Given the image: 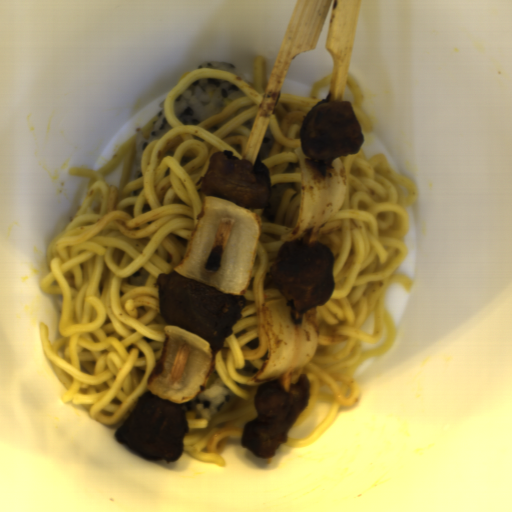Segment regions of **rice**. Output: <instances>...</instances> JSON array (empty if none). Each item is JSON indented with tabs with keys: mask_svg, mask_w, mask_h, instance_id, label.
<instances>
[{
	"mask_svg": "<svg viewBox=\"0 0 512 512\" xmlns=\"http://www.w3.org/2000/svg\"><path fill=\"white\" fill-rule=\"evenodd\" d=\"M243 95L241 88L226 79L200 78L175 99L173 113L184 125H198Z\"/></svg>",
	"mask_w": 512,
	"mask_h": 512,
	"instance_id": "obj_1",
	"label": "rice"
},
{
	"mask_svg": "<svg viewBox=\"0 0 512 512\" xmlns=\"http://www.w3.org/2000/svg\"><path fill=\"white\" fill-rule=\"evenodd\" d=\"M237 395L229 390L219 371L213 367L205 390L188 403L178 404L184 412H190L201 419L220 415L236 401Z\"/></svg>",
	"mask_w": 512,
	"mask_h": 512,
	"instance_id": "obj_2",
	"label": "rice"
},
{
	"mask_svg": "<svg viewBox=\"0 0 512 512\" xmlns=\"http://www.w3.org/2000/svg\"><path fill=\"white\" fill-rule=\"evenodd\" d=\"M172 126L168 122L165 115V99L161 102L157 119L154 123V128L148 138H144L142 131L140 128H137V138H136V151L135 156L130 172L129 180H136L142 178L143 172L141 168L143 152L146 146L166 134L170 131Z\"/></svg>",
	"mask_w": 512,
	"mask_h": 512,
	"instance_id": "obj_3",
	"label": "rice"
},
{
	"mask_svg": "<svg viewBox=\"0 0 512 512\" xmlns=\"http://www.w3.org/2000/svg\"><path fill=\"white\" fill-rule=\"evenodd\" d=\"M293 187L291 184H279L274 187H270V194L268 198V202L264 207L265 212L264 215L269 220H273L276 218L280 203L287 191V189Z\"/></svg>",
	"mask_w": 512,
	"mask_h": 512,
	"instance_id": "obj_4",
	"label": "rice"
},
{
	"mask_svg": "<svg viewBox=\"0 0 512 512\" xmlns=\"http://www.w3.org/2000/svg\"><path fill=\"white\" fill-rule=\"evenodd\" d=\"M202 68H212V69L229 71L231 73L238 75L246 83H249L246 75L242 71H240L236 66L231 64L230 62H220V61L204 62V63L200 64L197 69H202Z\"/></svg>",
	"mask_w": 512,
	"mask_h": 512,
	"instance_id": "obj_5",
	"label": "rice"
},
{
	"mask_svg": "<svg viewBox=\"0 0 512 512\" xmlns=\"http://www.w3.org/2000/svg\"><path fill=\"white\" fill-rule=\"evenodd\" d=\"M275 141L276 139L273 137L270 129L267 128L256 157L267 158L273 148Z\"/></svg>",
	"mask_w": 512,
	"mask_h": 512,
	"instance_id": "obj_6",
	"label": "rice"
}]
</instances>
